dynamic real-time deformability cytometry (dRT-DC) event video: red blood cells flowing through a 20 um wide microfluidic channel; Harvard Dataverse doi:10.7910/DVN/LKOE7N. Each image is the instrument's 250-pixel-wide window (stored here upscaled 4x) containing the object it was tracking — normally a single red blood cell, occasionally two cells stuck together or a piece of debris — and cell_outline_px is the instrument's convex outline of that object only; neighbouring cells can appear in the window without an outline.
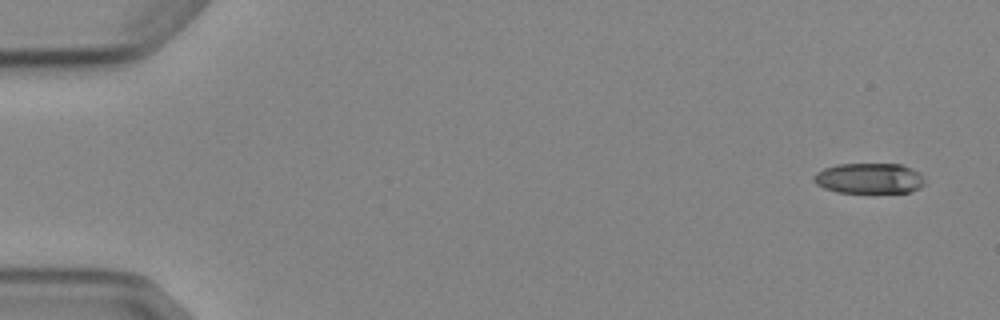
{"species": "Egyptian fruit bat (a non-hibernating species)", "species_latin": "Rousettus aegyptiacus", "temperature_condition": "cold", "stored_images_in_passage": 4, "camera_frame_rate_fps": 3000, "um_per_image_px": 0.085, "animal": {"sex": "female"}, "frame": {"image": 1, "passage_image": 1, "time_ms": 0.0, "image_size_px": [1000, 320], "cell_outline_px": [[924, 184], [920, 188], [912, 192], [836, 192], [824, 188], [816, 184], [812, 180], [812, 176], [816, 172], [824, 168], [836, 164], [900, 164], [912, 168], [924, 180]], "centroid_in_image_um": [73.83, 15.16], "position_along_channel_um": 11.2, "area_um2": 19.71}}
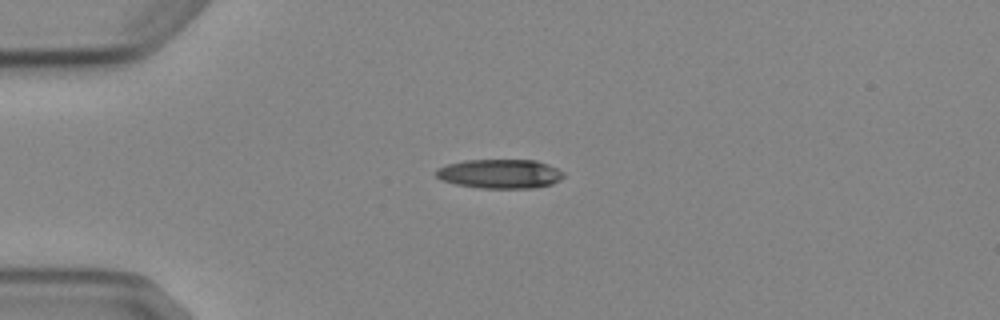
{"frame": {"image": 2, "passage_image": 4, "time_ms": 3.667, "image_size_px": [1000, 320], "cell_outline_px": [[564, 176], [560, 180], [552, 184], [532, 188], [480, 188], [456, 184], [440, 180], [436, 176], [436, 168], [448, 164], [464, 160], [536, 160], [548, 164], [564, 172]], "centroid_in_image_um": [42.49, 14.77], "position_along_channel_um": 42.5, "area_um2": 21.79}}